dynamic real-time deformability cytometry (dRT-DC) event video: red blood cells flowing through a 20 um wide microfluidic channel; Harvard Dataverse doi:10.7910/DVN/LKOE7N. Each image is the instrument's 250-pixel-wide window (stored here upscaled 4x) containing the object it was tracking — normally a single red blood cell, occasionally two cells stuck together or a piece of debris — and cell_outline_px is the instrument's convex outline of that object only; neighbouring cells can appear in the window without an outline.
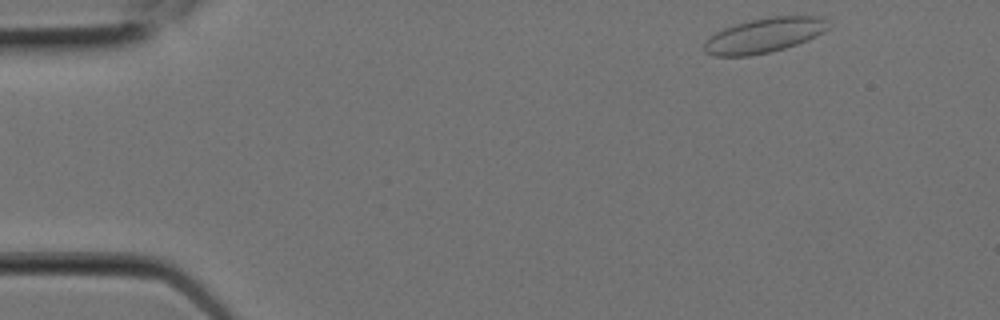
{"species": "Egyptian fruit bat (a non-hibernating species)", "species_latin": "Rousettus aegyptiacus", "temperature_condition": "room temperature", "stored_images_in_passage": 4, "camera_frame_rate_fps": 3000, "um_per_image_px": 0.085, "animal": {"sex": "female"}, "frame": {"image": 1, "passage_image": 1, "time_ms": 0.0, "image_size_px": [1000, 320], "cell_outline_px": [[828, 28], [824, 32], [816, 36], [796, 44], [784, 48], [768, 52], [748, 56], [716, 56], [704, 52], [704, 44], [716, 32], [724, 28], [736, 24], [752, 20], [772, 16], [820, 16], [828, 20]], "centroid_in_image_um": [64.98, 3.0], "position_along_channel_um": 20.0, "area_um2": 24.8}}